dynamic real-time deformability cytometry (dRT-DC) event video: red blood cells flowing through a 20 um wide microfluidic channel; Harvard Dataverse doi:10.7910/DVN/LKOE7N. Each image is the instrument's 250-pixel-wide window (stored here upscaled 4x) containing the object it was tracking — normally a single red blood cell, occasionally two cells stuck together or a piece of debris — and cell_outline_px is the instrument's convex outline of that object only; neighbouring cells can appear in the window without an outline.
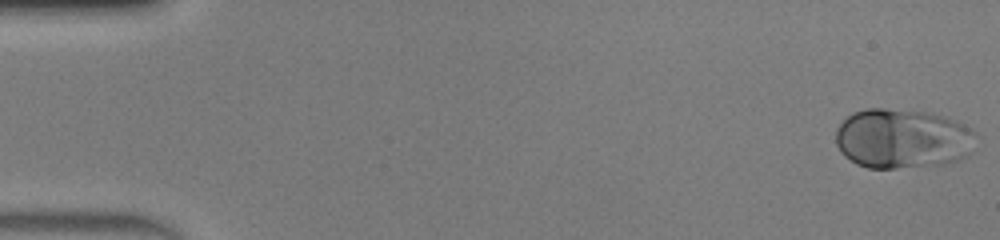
{"species": "human", "species_latin": "Homo sapiens", "temperature_condition": "warm", "stored_images_in_passage": 48, "camera_frame_rate_fps": 3000, "um_per_image_px": 0.085, "donor": {"sex": "male"}, "frame": {"image": 1, "passage_image": 1, "time_ms": 0.0, "image_size_px": [1000, 240], "cell_outline_px": [[976, 136], [972, 152], [968, 156], [960, 160], [948, 164], [896, 168], [868, 168], [856, 164], [844, 156], [840, 152], [836, 144], [836, 128], [852, 112], [868, 108], [884, 108], [932, 112], [948, 116], [972, 128], [976, 132]], "centroid_in_image_um": [76.76, 11.78], "position_along_channel_um": 8.2, "area_um2": 49.82}}
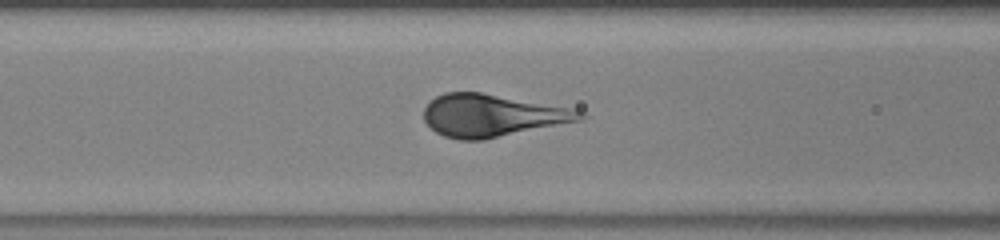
{"frame": {"image": 2, "passage_image": 20, "time_ms": 6.333, "image_size_px": [1000, 240], "cell_outline_px": [[588, 116], [584, 120], [484, 140], [460, 140], [444, 136], [436, 132], [424, 120], [424, 108], [436, 96], [444, 92], [480, 92], [572, 108], [584, 112]], "centroid_in_image_um": [41.87, 9.82], "position_along_channel_um": 124.7, "area_um2": 38.73}}
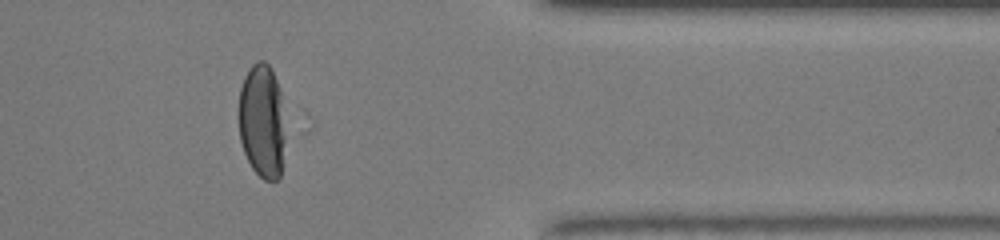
{"frame": {"image": 3, "passage_image": 40, "time_ms": 13.0, "image_size_px": [1000, 240], "cell_outline_px": [[284, 140], [280, 176], [276, 180], [264, 180], [252, 168], [244, 152], [240, 140], [240, 88], [244, 76], [252, 64], [256, 60], [264, 60], [272, 68], [280, 92], [284, 136]], "centroid_in_image_um": [22.26, 10.26], "position_along_channel_um": 389.1, "area_um2": 30.58}}